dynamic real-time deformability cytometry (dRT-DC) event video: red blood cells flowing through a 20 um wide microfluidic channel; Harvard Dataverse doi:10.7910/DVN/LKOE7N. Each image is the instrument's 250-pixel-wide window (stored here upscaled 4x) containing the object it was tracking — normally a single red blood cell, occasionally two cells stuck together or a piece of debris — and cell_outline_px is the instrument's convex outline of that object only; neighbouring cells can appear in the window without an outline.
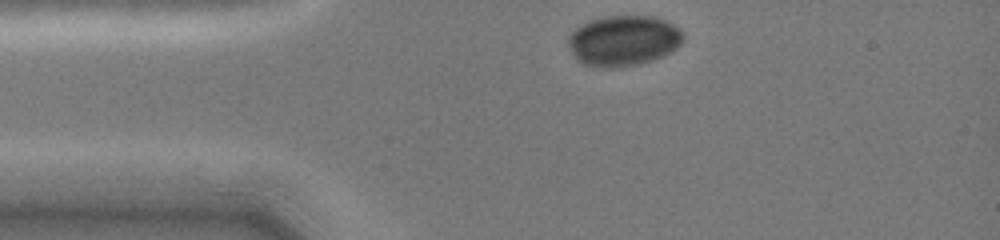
{"species": "common noctule bat (a hibernating species)", "species_latin": "Nyctalus noctula", "temperature_condition": "cold", "stored_images_in_passage": 16, "camera_frame_rate_fps": 3000, "um_per_image_px": 0.085, "animal": {"sex": "female", "body_mass_g": 19.0, "forearm_length_mm": 51.5}, "frame": {"image": 1, "passage_image": 1, "time_ms": 0.0, "image_size_px": [1000, 240], "cell_outline_px": [[680, 44], [676, 48], [664, 56], [640, 64], [620, 68], [604, 68], [584, 64], [576, 60], [568, 44], [568, 36], [576, 28], [588, 20], [600, 16], [656, 16], [668, 20], [680, 32]], "centroid_in_image_um": [52.95, 3.46], "position_along_channel_um": 32.1, "area_um2": 33.99}}
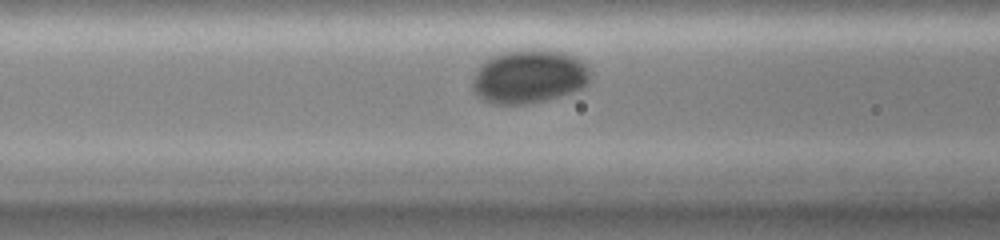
{"frame": {"image": 2, "passage_image": 11, "time_ms": 3.0, "image_size_px": [1000, 240], "cell_outline_px": [[588, 84], [572, 92], [560, 96], [544, 100], [524, 104], [492, 104], [480, 100], [476, 96], [472, 88], [472, 84], [476, 72], [480, 64], [492, 56], [504, 52], [564, 52], [580, 60], [588, 68]], "centroid_in_image_um": [44.9, 6.56], "position_along_channel_um": 121.7, "area_um2": 35.95}}
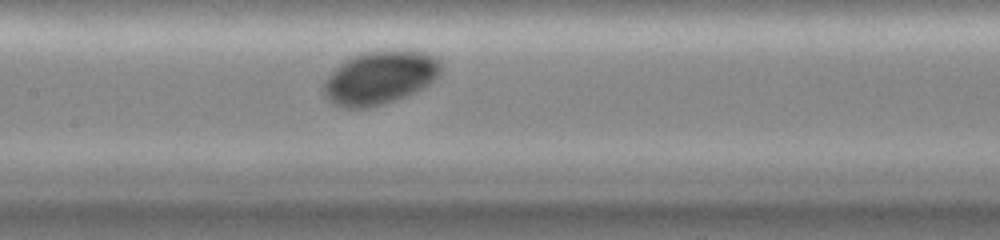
{"frame": {"image": 3, "passage_image": 16, "time_ms": 4.333, "image_size_px": [1000, 240], "cell_outline_px": [[440, 72], [424, 88], [416, 92], [396, 100], [384, 104], [368, 108], [344, 108], [332, 104], [324, 96], [320, 88], [324, 80], [340, 64], [352, 56], [360, 52], [400, 48], [424, 52], [440, 60]], "centroid_in_image_um": [32.25, 6.59], "position_along_channel_um": 175.2, "area_um2": 37.11}}